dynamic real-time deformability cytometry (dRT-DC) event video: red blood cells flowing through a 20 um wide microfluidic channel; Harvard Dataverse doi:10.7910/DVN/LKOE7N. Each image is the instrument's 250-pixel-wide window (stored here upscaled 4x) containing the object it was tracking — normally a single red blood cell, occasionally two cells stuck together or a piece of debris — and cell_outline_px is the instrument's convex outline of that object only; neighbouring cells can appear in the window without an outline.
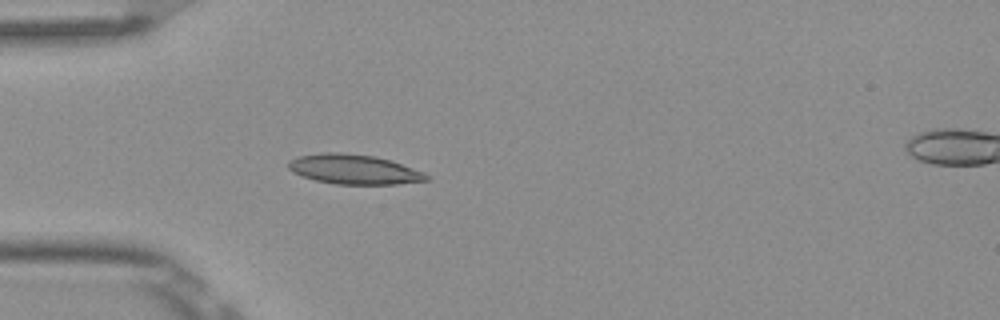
{"species": "Egyptian fruit bat (a non-hibernating species)", "species_latin": "Rousettus aegyptiacus", "temperature_condition": "room temperature", "stored_images_in_passage": 6, "segment_of_instrument_passage": [1, 2], "camera_frame_rate_fps": 3000, "um_per_image_px": 0.085, "frame": {"image": 1, "passage_image": 5, "time_ms": 1.333, "image_size_px": [1000, 320], "cell_outline_px": [[428, 180], [396, 184], [336, 184], [316, 180], [292, 172], [288, 168], [288, 160], [296, 156], [320, 152], [340, 152], [376, 156], [424, 172], [428, 176]], "centroid_in_image_um": [30.02, 14.38], "position_along_channel_um": 55.0, "area_um2": 23.81}}